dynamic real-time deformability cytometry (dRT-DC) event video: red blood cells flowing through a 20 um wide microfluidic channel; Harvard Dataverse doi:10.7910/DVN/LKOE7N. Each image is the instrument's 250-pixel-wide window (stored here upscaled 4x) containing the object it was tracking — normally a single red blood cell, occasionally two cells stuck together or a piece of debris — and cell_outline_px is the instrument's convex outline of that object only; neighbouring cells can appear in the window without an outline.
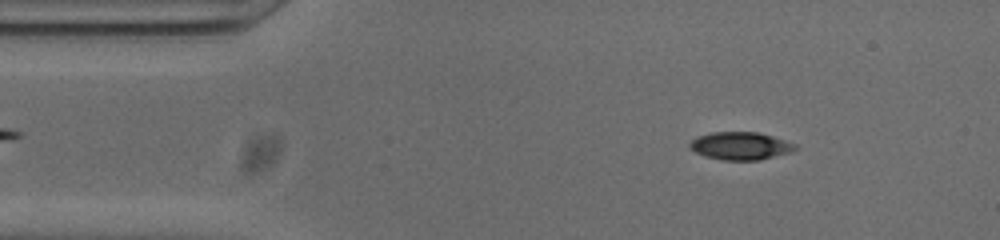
{"species": "common noctule bat (a hibernating species)", "species_latin": "Nyctalus noctula", "temperature_condition": "cold", "stored_images_in_passage": 51, "camera_frame_rate_fps": 3000, "um_per_image_px": 0.085, "animal": {"sex": "male", "body_mass_g": 20.0, "forearm_length_mm": 53.3}, "frame": {"image": 1, "passage_image": 6, "time_ms": 1.667, "image_size_px": [1000, 240], "cell_outline_px": [[796, 148], [788, 152], [760, 160], [724, 160], [704, 156], [688, 148], [688, 144], [696, 136], [712, 132], [756, 132], [772, 136], [796, 144]], "centroid_in_image_um": [62.87, 12.39], "position_along_channel_um": 22.1, "area_um2": 16.94}}
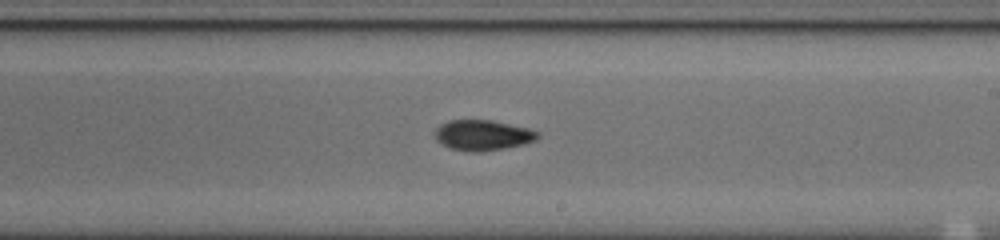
{"frame": {"image": 2, "passage_image": 28, "time_ms": 9.0, "image_size_px": [1000, 240], "cell_outline_px": [[540, 136], [536, 140], [520, 144], [480, 152], [468, 152], [448, 148], [436, 140], [432, 132], [440, 124], [448, 120], [492, 120], [528, 128], [540, 132]], "centroid_in_image_um": [40.96, 11.48], "position_along_channel_um": 248.0, "area_um2": 18.32}}
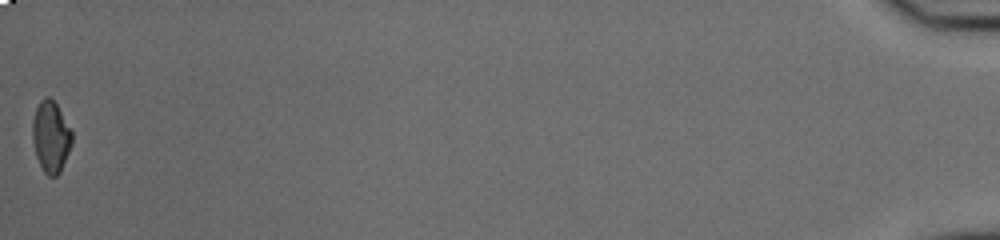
{"frame": {"image": 3, "passage_image": 51, "time_ms": 16.667, "image_size_px": [1000, 240], "cell_outline_px": [[72, 144], [60, 172], [56, 176], [48, 176], [44, 172], [36, 156], [32, 140], [32, 120], [36, 108], [40, 100], [44, 96], [48, 96], [56, 104], [72, 132]], "centroid_in_image_um": [4.3, 11.62], "position_along_channel_um": 430.9, "area_um2": 16.36}}